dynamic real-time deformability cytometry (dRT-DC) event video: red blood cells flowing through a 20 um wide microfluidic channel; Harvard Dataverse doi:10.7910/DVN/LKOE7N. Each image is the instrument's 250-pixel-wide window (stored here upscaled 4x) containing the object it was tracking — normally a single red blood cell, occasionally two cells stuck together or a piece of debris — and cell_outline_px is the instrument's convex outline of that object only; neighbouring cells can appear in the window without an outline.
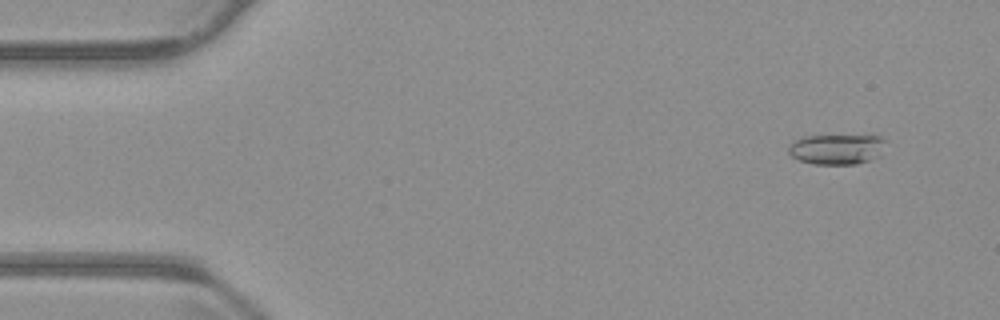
{"species": "common noctule bat (a hibernating species)", "species_latin": "Nyctalus noctula", "temperature_condition": "warm", "stored_images_in_passage": 56, "camera_frame_rate_fps": 3000, "um_per_image_px": 0.085, "animal": {"sex": "male", "body_mass_g": 23.1, "forearm_length_mm": 52.7}, "frame": {"image": 1, "passage_image": 5, "time_ms": 1.333, "image_size_px": [1000, 320], "cell_outline_px": [[884, 140], [880, 156], [856, 164], [816, 164], [800, 160], [792, 156], [788, 152], [788, 144], [792, 140], [808, 136], [880, 136]], "centroid_in_image_um": [71.07, 12.68], "position_along_channel_um": 13.9, "area_um2": 16.94}}
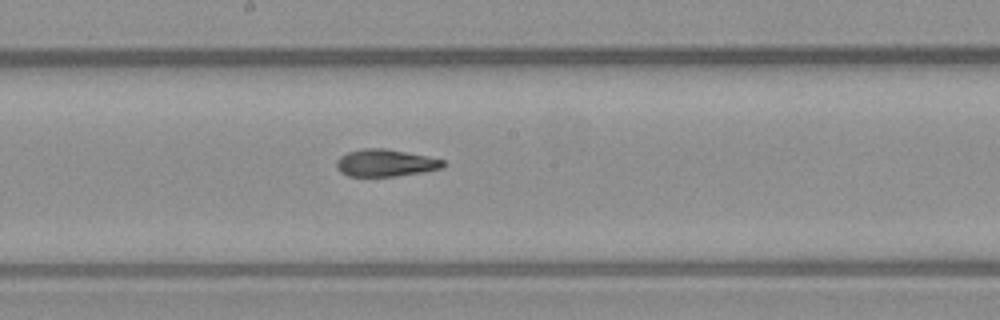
{"frame": {"image": 2, "passage_image": 30, "time_ms": 9.667, "image_size_px": [1000, 320], "cell_outline_px": [[444, 168], [424, 172], [396, 176], [348, 176], [340, 172], [336, 168], [336, 160], [340, 156], [348, 152], [364, 148], [384, 148], [444, 160]], "centroid_in_image_um": [32.73, 13.86], "position_along_channel_um": 215.5, "area_um2": 16.82}}
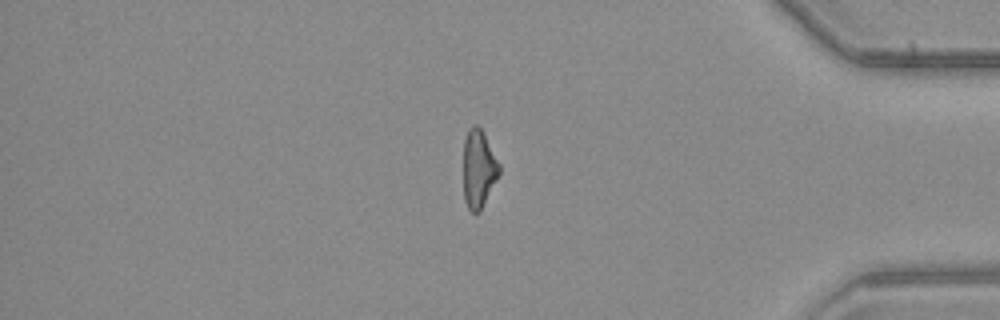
{"frame": {"image": 3, "passage_image": 47, "time_ms": 15.333, "image_size_px": [1000, 320], "cell_outline_px": [[500, 172], [480, 212], [472, 212], [468, 208], [464, 200], [464, 140], [468, 128], [472, 124], [476, 124], [484, 132], [500, 164]], "centroid_in_image_um": [40.68, 14.31], "position_along_channel_um": 394.5, "area_um2": 16.36}, "authors_computed_cell_mechanics": {"area_um2": 17.1955, "velocity_mm_per_s": 3.7539, "shape_relaxation_time_tau1_ms": 10.0684, "shape_relaxation_time_tau2_ms": 2.4442, "deformation_change_tau1": 0.2303, "deformation_change_tau2": 0.0998}}